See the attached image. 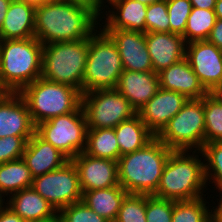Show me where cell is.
Segmentation results:
<instances>
[{
    "label": "cell",
    "instance_id": "1",
    "mask_svg": "<svg viewBox=\"0 0 222 222\" xmlns=\"http://www.w3.org/2000/svg\"><path fill=\"white\" fill-rule=\"evenodd\" d=\"M99 27L94 12L67 1L45 2L35 9V37L43 45L86 39Z\"/></svg>",
    "mask_w": 222,
    "mask_h": 222
},
{
    "label": "cell",
    "instance_id": "2",
    "mask_svg": "<svg viewBox=\"0 0 222 222\" xmlns=\"http://www.w3.org/2000/svg\"><path fill=\"white\" fill-rule=\"evenodd\" d=\"M156 136L143 148L119 157L118 182L128 194L154 195L169 155Z\"/></svg>",
    "mask_w": 222,
    "mask_h": 222
},
{
    "label": "cell",
    "instance_id": "3",
    "mask_svg": "<svg viewBox=\"0 0 222 222\" xmlns=\"http://www.w3.org/2000/svg\"><path fill=\"white\" fill-rule=\"evenodd\" d=\"M208 187L202 152L173 151L153 196L174 201L193 200L206 196Z\"/></svg>",
    "mask_w": 222,
    "mask_h": 222
},
{
    "label": "cell",
    "instance_id": "4",
    "mask_svg": "<svg viewBox=\"0 0 222 222\" xmlns=\"http://www.w3.org/2000/svg\"><path fill=\"white\" fill-rule=\"evenodd\" d=\"M42 52L36 37L0 40V91L19 93L41 77Z\"/></svg>",
    "mask_w": 222,
    "mask_h": 222
},
{
    "label": "cell",
    "instance_id": "5",
    "mask_svg": "<svg viewBox=\"0 0 222 222\" xmlns=\"http://www.w3.org/2000/svg\"><path fill=\"white\" fill-rule=\"evenodd\" d=\"M19 94L27 104L36 126L59 115L76 111L82 105V92L66 84L39 77Z\"/></svg>",
    "mask_w": 222,
    "mask_h": 222
},
{
    "label": "cell",
    "instance_id": "6",
    "mask_svg": "<svg viewBox=\"0 0 222 222\" xmlns=\"http://www.w3.org/2000/svg\"><path fill=\"white\" fill-rule=\"evenodd\" d=\"M87 57L88 38L43 45L41 77L74 87L83 94Z\"/></svg>",
    "mask_w": 222,
    "mask_h": 222
},
{
    "label": "cell",
    "instance_id": "7",
    "mask_svg": "<svg viewBox=\"0 0 222 222\" xmlns=\"http://www.w3.org/2000/svg\"><path fill=\"white\" fill-rule=\"evenodd\" d=\"M123 64L116 43L99 27L88 37V57L83 77V93L115 89Z\"/></svg>",
    "mask_w": 222,
    "mask_h": 222
},
{
    "label": "cell",
    "instance_id": "8",
    "mask_svg": "<svg viewBox=\"0 0 222 222\" xmlns=\"http://www.w3.org/2000/svg\"><path fill=\"white\" fill-rule=\"evenodd\" d=\"M204 102L188 99L182 109L170 119L156 136L173 151H201L204 146Z\"/></svg>",
    "mask_w": 222,
    "mask_h": 222
},
{
    "label": "cell",
    "instance_id": "9",
    "mask_svg": "<svg viewBox=\"0 0 222 222\" xmlns=\"http://www.w3.org/2000/svg\"><path fill=\"white\" fill-rule=\"evenodd\" d=\"M87 130V120L81 105L76 111L39 123L35 132L72 160L85 151Z\"/></svg>",
    "mask_w": 222,
    "mask_h": 222
},
{
    "label": "cell",
    "instance_id": "10",
    "mask_svg": "<svg viewBox=\"0 0 222 222\" xmlns=\"http://www.w3.org/2000/svg\"><path fill=\"white\" fill-rule=\"evenodd\" d=\"M88 129L115 128L137 114L128 99L116 89H97L82 94Z\"/></svg>",
    "mask_w": 222,
    "mask_h": 222
},
{
    "label": "cell",
    "instance_id": "11",
    "mask_svg": "<svg viewBox=\"0 0 222 222\" xmlns=\"http://www.w3.org/2000/svg\"><path fill=\"white\" fill-rule=\"evenodd\" d=\"M31 187L57 212L63 207L82 201L79 174L72 160L54 171L34 177Z\"/></svg>",
    "mask_w": 222,
    "mask_h": 222
},
{
    "label": "cell",
    "instance_id": "12",
    "mask_svg": "<svg viewBox=\"0 0 222 222\" xmlns=\"http://www.w3.org/2000/svg\"><path fill=\"white\" fill-rule=\"evenodd\" d=\"M185 58L209 93L222 83V50L214 44L207 40L189 42Z\"/></svg>",
    "mask_w": 222,
    "mask_h": 222
},
{
    "label": "cell",
    "instance_id": "13",
    "mask_svg": "<svg viewBox=\"0 0 222 222\" xmlns=\"http://www.w3.org/2000/svg\"><path fill=\"white\" fill-rule=\"evenodd\" d=\"M79 174L82 193L119 185L118 161L92 157L82 152L72 159Z\"/></svg>",
    "mask_w": 222,
    "mask_h": 222
},
{
    "label": "cell",
    "instance_id": "14",
    "mask_svg": "<svg viewBox=\"0 0 222 222\" xmlns=\"http://www.w3.org/2000/svg\"><path fill=\"white\" fill-rule=\"evenodd\" d=\"M116 43L122 60L123 70L153 71L148 53L145 33L122 29H103Z\"/></svg>",
    "mask_w": 222,
    "mask_h": 222
},
{
    "label": "cell",
    "instance_id": "15",
    "mask_svg": "<svg viewBox=\"0 0 222 222\" xmlns=\"http://www.w3.org/2000/svg\"><path fill=\"white\" fill-rule=\"evenodd\" d=\"M187 101L188 98L181 93L159 88L137 114L147 128L157 136Z\"/></svg>",
    "mask_w": 222,
    "mask_h": 222
},
{
    "label": "cell",
    "instance_id": "16",
    "mask_svg": "<svg viewBox=\"0 0 222 222\" xmlns=\"http://www.w3.org/2000/svg\"><path fill=\"white\" fill-rule=\"evenodd\" d=\"M33 124L27 104L19 93H0V138L33 136Z\"/></svg>",
    "mask_w": 222,
    "mask_h": 222
},
{
    "label": "cell",
    "instance_id": "17",
    "mask_svg": "<svg viewBox=\"0 0 222 222\" xmlns=\"http://www.w3.org/2000/svg\"><path fill=\"white\" fill-rule=\"evenodd\" d=\"M105 8L104 11H106L100 18L102 29H122L146 33L147 5L135 0H112L106 4Z\"/></svg>",
    "mask_w": 222,
    "mask_h": 222
},
{
    "label": "cell",
    "instance_id": "18",
    "mask_svg": "<svg viewBox=\"0 0 222 222\" xmlns=\"http://www.w3.org/2000/svg\"><path fill=\"white\" fill-rule=\"evenodd\" d=\"M153 71L160 73L185 58L186 42L183 36L171 32L145 33Z\"/></svg>",
    "mask_w": 222,
    "mask_h": 222
},
{
    "label": "cell",
    "instance_id": "19",
    "mask_svg": "<svg viewBox=\"0 0 222 222\" xmlns=\"http://www.w3.org/2000/svg\"><path fill=\"white\" fill-rule=\"evenodd\" d=\"M159 88V76L154 71L128 70H123L115 87L137 112L158 92Z\"/></svg>",
    "mask_w": 222,
    "mask_h": 222
},
{
    "label": "cell",
    "instance_id": "20",
    "mask_svg": "<svg viewBox=\"0 0 222 222\" xmlns=\"http://www.w3.org/2000/svg\"><path fill=\"white\" fill-rule=\"evenodd\" d=\"M158 76L160 88L181 93L188 99H201L209 93L186 58L162 70Z\"/></svg>",
    "mask_w": 222,
    "mask_h": 222
},
{
    "label": "cell",
    "instance_id": "21",
    "mask_svg": "<svg viewBox=\"0 0 222 222\" xmlns=\"http://www.w3.org/2000/svg\"><path fill=\"white\" fill-rule=\"evenodd\" d=\"M22 159L33 178L54 171L69 161L63 153L42 139L36 132L27 141Z\"/></svg>",
    "mask_w": 222,
    "mask_h": 222
},
{
    "label": "cell",
    "instance_id": "22",
    "mask_svg": "<svg viewBox=\"0 0 222 222\" xmlns=\"http://www.w3.org/2000/svg\"><path fill=\"white\" fill-rule=\"evenodd\" d=\"M4 203L26 222H43L53 219L58 212L32 187L11 194Z\"/></svg>",
    "mask_w": 222,
    "mask_h": 222
},
{
    "label": "cell",
    "instance_id": "23",
    "mask_svg": "<svg viewBox=\"0 0 222 222\" xmlns=\"http://www.w3.org/2000/svg\"><path fill=\"white\" fill-rule=\"evenodd\" d=\"M35 9L32 5L12 0L0 29V40L35 37Z\"/></svg>",
    "mask_w": 222,
    "mask_h": 222
},
{
    "label": "cell",
    "instance_id": "24",
    "mask_svg": "<svg viewBox=\"0 0 222 222\" xmlns=\"http://www.w3.org/2000/svg\"><path fill=\"white\" fill-rule=\"evenodd\" d=\"M128 193L119 184L110 188L84 191L82 201L109 222H115L121 203Z\"/></svg>",
    "mask_w": 222,
    "mask_h": 222
},
{
    "label": "cell",
    "instance_id": "25",
    "mask_svg": "<svg viewBox=\"0 0 222 222\" xmlns=\"http://www.w3.org/2000/svg\"><path fill=\"white\" fill-rule=\"evenodd\" d=\"M115 129L120 156L143 148L155 135L147 128L138 114L122 121Z\"/></svg>",
    "mask_w": 222,
    "mask_h": 222
},
{
    "label": "cell",
    "instance_id": "26",
    "mask_svg": "<svg viewBox=\"0 0 222 222\" xmlns=\"http://www.w3.org/2000/svg\"><path fill=\"white\" fill-rule=\"evenodd\" d=\"M33 176L21 158L0 164V197L5 198L32 185Z\"/></svg>",
    "mask_w": 222,
    "mask_h": 222
},
{
    "label": "cell",
    "instance_id": "27",
    "mask_svg": "<svg viewBox=\"0 0 222 222\" xmlns=\"http://www.w3.org/2000/svg\"><path fill=\"white\" fill-rule=\"evenodd\" d=\"M86 154L96 158H106L118 161L120 149L114 128L88 129Z\"/></svg>",
    "mask_w": 222,
    "mask_h": 222
},
{
    "label": "cell",
    "instance_id": "28",
    "mask_svg": "<svg viewBox=\"0 0 222 222\" xmlns=\"http://www.w3.org/2000/svg\"><path fill=\"white\" fill-rule=\"evenodd\" d=\"M204 157L205 177L207 186L209 184L214 185L212 190L208 192H214L210 195V198L222 197V141L204 144L201 150ZM211 182V183H210ZM209 183V184H208ZM214 183V184H213ZM218 191V195H216ZM211 190V191H210ZM211 197L212 195H214ZM220 195V196H219Z\"/></svg>",
    "mask_w": 222,
    "mask_h": 222
},
{
    "label": "cell",
    "instance_id": "29",
    "mask_svg": "<svg viewBox=\"0 0 222 222\" xmlns=\"http://www.w3.org/2000/svg\"><path fill=\"white\" fill-rule=\"evenodd\" d=\"M216 20L214 9L192 7L183 35L185 42L207 40Z\"/></svg>",
    "mask_w": 222,
    "mask_h": 222
},
{
    "label": "cell",
    "instance_id": "30",
    "mask_svg": "<svg viewBox=\"0 0 222 222\" xmlns=\"http://www.w3.org/2000/svg\"><path fill=\"white\" fill-rule=\"evenodd\" d=\"M205 198L173 200L172 222H211L212 204Z\"/></svg>",
    "mask_w": 222,
    "mask_h": 222
},
{
    "label": "cell",
    "instance_id": "31",
    "mask_svg": "<svg viewBox=\"0 0 222 222\" xmlns=\"http://www.w3.org/2000/svg\"><path fill=\"white\" fill-rule=\"evenodd\" d=\"M205 136L204 144L222 141V104L210 93L203 97Z\"/></svg>",
    "mask_w": 222,
    "mask_h": 222
},
{
    "label": "cell",
    "instance_id": "32",
    "mask_svg": "<svg viewBox=\"0 0 222 222\" xmlns=\"http://www.w3.org/2000/svg\"><path fill=\"white\" fill-rule=\"evenodd\" d=\"M146 195L127 194L115 222H146Z\"/></svg>",
    "mask_w": 222,
    "mask_h": 222
},
{
    "label": "cell",
    "instance_id": "33",
    "mask_svg": "<svg viewBox=\"0 0 222 222\" xmlns=\"http://www.w3.org/2000/svg\"><path fill=\"white\" fill-rule=\"evenodd\" d=\"M191 9L192 4L190 0H167V12L171 33L181 36L184 35Z\"/></svg>",
    "mask_w": 222,
    "mask_h": 222
},
{
    "label": "cell",
    "instance_id": "34",
    "mask_svg": "<svg viewBox=\"0 0 222 222\" xmlns=\"http://www.w3.org/2000/svg\"><path fill=\"white\" fill-rule=\"evenodd\" d=\"M57 215L62 222H109L95 213L83 201L63 207Z\"/></svg>",
    "mask_w": 222,
    "mask_h": 222
},
{
    "label": "cell",
    "instance_id": "35",
    "mask_svg": "<svg viewBox=\"0 0 222 222\" xmlns=\"http://www.w3.org/2000/svg\"><path fill=\"white\" fill-rule=\"evenodd\" d=\"M173 200L146 195V222H172Z\"/></svg>",
    "mask_w": 222,
    "mask_h": 222
},
{
    "label": "cell",
    "instance_id": "36",
    "mask_svg": "<svg viewBox=\"0 0 222 222\" xmlns=\"http://www.w3.org/2000/svg\"><path fill=\"white\" fill-rule=\"evenodd\" d=\"M146 33L170 32L167 0L147 6Z\"/></svg>",
    "mask_w": 222,
    "mask_h": 222
},
{
    "label": "cell",
    "instance_id": "37",
    "mask_svg": "<svg viewBox=\"0 0 222 222\" xmlns=\"http://www.w3.org/2000/svg\"><path fill=\"white\" fill-rule=\"evenodd\" d=\"M32 136H7L0 138V164L21 159L27 141Z\"/></svg>",
    "mask_w": 222,
    "mask_h": 222
},
{
    "label": "cell",
    "instance_id": "38",
    "mask_svg": "<svg viewBox=\"0 0 222 222\" xmlns=\"http://www.w3.org/2000/svg\"><path fill=\"white\" fill-rule=\"evenodd\" d=\"M63 1H67L72 4H77L85 8H88L89 10L94 12L99 18L102 17L105 9V6L99 0H63Z\"/></svg>",
    "mask_w": 222,
    "mask_h": 222
},
{
    "label": "cell",
    "instance_id": "39",
    "mask_svg": "<svg viewBox=\"0 0 222 222\" xmlns=\"http://www.w3.org/2000/svg\"><path fill=\"white\" fill-rule=\"evenodd\" d=\"M207 41L222 50V19L216 20Z\"/></svg>",
    "mask_w": 222,
    "mask_h": 222
},
{
    "label": "cell",
    "instance_id": "40",
    "mask_svg": "<svg viewBox=\"0 0 222 222\" xmlns=\"http://www.w3.org/2000/svg\"><path fill=\"white\" fill-rule=\"evenodd\" d=\"M0 222H26L5 203L0 206Z\"/></svg>",
    "mask_w": 222,
    "mask_h": 222
},
{
    "label": "cell",
    "instance_id": "41",
    "mask_svg": "<svg viewBox=\"0 0 222 222\" xmlns=\"http://www.w3.org/2000/svg\"><path fill=\"white\" fill-rule=\"evenodd\" d=\"M217 204L212 199L211 202L214 204L211 208V222H222V198H216ZM217 205V206H215Z\"/></svg>",
    "mask_w": 222,
    "mask_h": 222
},
{
    "label": "cell",
    "instance_id": "42",
    "mask_svg": "<svg viewBox=\"0 0 222 222\" xmlns=\"http://www.w3.org/2000/svg\"><path fill=\"white\" fill-rule=\"evenodd\" d=\"M192 7L200 9H215L216 0H190Z\"/></svg>",
    "mask_w": 222,
    "mask_h": 222
},
{
    "label": "cell",
    "instance_id": "43",
    "mask_svg": "<svg viewBox=\"0 0 222 222\" xmlns=\"http://www.w3.org/2000/svg\"><path fill=\"white\" fill-rule=\"evenodd\" d=\"M12 0H0V29L3 25L4 18L6 16L9 4Z\"/></svg>",
    "mask_w": 222,
    "mask_h": 222
},
{
    "label": "cell",
    "instance_id": "44",
    "mask_svg": "<svg viewBox=\"0 0 222 222\" xmlns=\"http://www.w3.org/2000/svg\"><path fill=\"white\" fill-rule=\"evenodd\" d=\"M210 94L222 104V83L215 87Z\"/></svg>",
    "mask_w": 222,
    "mask_h": 222
},
{
    "label": "cell",
    "instance_id": "45",
    "mask_svg": "<svg viewBox=\"0 0 222 222\" xmlns=\"http://www.w3.org/2000/svg\"><path fill=\"white\" fill-rule=\"evenodd\" d=\"M214 11L217 19H222V0H216Z\"/></svg>",
    "mask_w": 222,
    "mask_h": 222
},
{
    "label": "cell",
    "instance_id": "46",
    "mask_svg": "<svg viewBox=\"0 0 222 222\" xmlns=\"http://www.w3.org/2000/svg\"><path fill=\"white\" fill-rule=\"evenodd\" d=\"M18 1L24 2L25 4L32 5L35 8L42 5V0H18Z\"/></svg>",
    "mask_w": 222,
    "mask_h": 222
},
{
    "label": "cell",
    "instance_id": "47",
    "mask_svg": "<svg viewBox=\"0 0 222 222\" xmlns=\"http://www.w3.org/2000/svg\"><path fill=\"white\" fill-rule=\"evenodd\" d=\"M135 1H138V2L148 6V5H151L153 3L163 2V1H166V0H135Z\"/></svg>",
    "mask_w": 222,
    "mask_h": 222
},
{
    "label": "cell",
    "instance_id": "48",
    "mask_svg": "<svg viewBox=\"0 0 222 222\" xmlns=\"http://www.w3.org/2000/svg\"><path fill=\"white\" fill-rule=\"evenodd\" d=\"M43 222H62V220L58 215H56L53 219L43 221Z\"/></svg>",
    "mask_w": 222,
    "mask_h": 222
},
{
    "label": "cell",
    "instance_id": "49",
    "mask_svg": "<svg viewBox=\"0 0 222 222\" xmlns=\"http://www.w3.org/2000/svg\"><path fill=\"white\" fill-rule=\"evenodd\" d=\"M104 6H106V3L108 4L112 0H99Z\"/></svg>",
    "mask_w": 222,
    "mask_h": 222
},
{
    "label": "cell",
    "instance_id": "50",
    "mask_svg": "<svg viewBox=\"0 0 222 222\" xmlns=\"http://www.w3.org/2000/svg\"><path fill=\"white\" fill-rule=\"evenodd\" d=\"M52 1H61V0H42V4H44L45 2H52Z\"/></svg>",
    "mask_w": 222,
    "mask_h": 222
},
{
    "label": "cell",
    "instance_id": "51",
    "mask_svg": "<svg viewBox=\"0 0 222 222\" xmlns=\"http://www.w3.org/2000/svg\"><path fill=\"white\" fill-rule=\"evenodd\" d=\"M4 203V200L0 197V206Z\"/></svg>",
    "mask_w": 222,
    "mask_h": 222
}]
</instances>
